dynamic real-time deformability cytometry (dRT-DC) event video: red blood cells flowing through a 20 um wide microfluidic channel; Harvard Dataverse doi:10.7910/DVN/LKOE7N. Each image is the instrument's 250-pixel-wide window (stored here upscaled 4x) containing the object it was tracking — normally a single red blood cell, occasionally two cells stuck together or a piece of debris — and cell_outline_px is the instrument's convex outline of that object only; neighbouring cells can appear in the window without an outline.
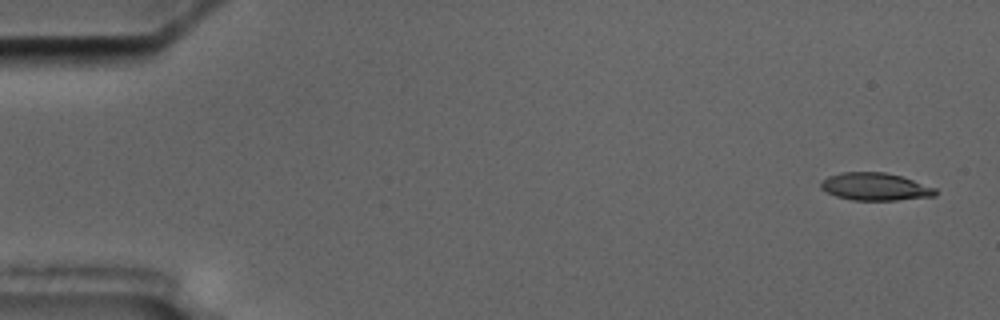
{"species": "common noctule bat (a hibernating species)", "species_latin": "Nyctalus noctula", "temperature_condition": "cold", "stored_images_in_passage": 6, "camera_frame_rate_fps": 3000, "um_per_image_px": 0.085, "animal": {"sex": "male", "body_mass_g": 17.5, "forearm_length_mm": 52.3}, "frame": {"image": 1, "passage_image": 1, "time_ms": 0.0, "image_size_px": [1000, 320], "cell_outline_px": [[936, 196], [896, 200], [852, 200], [836, 196], [820, 188], [820, 180], [828, 176], [840, 172], [884, 172], [900, 176], [936, 188]], "centroid_in_image_um": [74.35, 15.86], "position_along_channel_um": 10.6, "area_um2": 18.38}}